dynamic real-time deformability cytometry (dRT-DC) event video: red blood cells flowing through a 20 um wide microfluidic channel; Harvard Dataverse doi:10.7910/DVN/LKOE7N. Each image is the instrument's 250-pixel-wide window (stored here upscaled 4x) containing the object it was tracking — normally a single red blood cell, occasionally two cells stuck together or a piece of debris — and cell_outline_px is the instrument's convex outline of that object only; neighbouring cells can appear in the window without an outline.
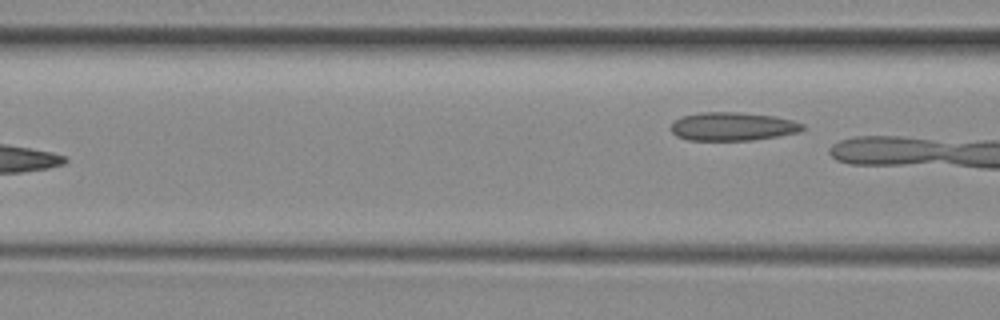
{"species": "common noctule bat (a hibernating species)", "species_latin": "Nyctalus noctula", "temperature_condition": "room temperature", "stored_images_in_passage": 6, "camera_frame_rate_fps": 3000, "um_per_image_px": 0.085, "animal": {"sex": "female", "body_mass_g": 29.2, "forearm_length_mm": 56.3}, "frame": {"image": 1, "passage_image": 6, "time_ms": 6.0, "image_size_px": [1000, 320], "cell_outline_px": [[804, 128], [800, 132], [752, 140], [688, 140], [676, 136], [668, 128], [676, 120], [684, 116], [700, 112], [736, 112], [776, 116], [792, 120], [804, 124]], "centroid_in_image_um": [62.27, 10.75], "position_along_channel_um": 104.3, "area_um2": 21.79}}